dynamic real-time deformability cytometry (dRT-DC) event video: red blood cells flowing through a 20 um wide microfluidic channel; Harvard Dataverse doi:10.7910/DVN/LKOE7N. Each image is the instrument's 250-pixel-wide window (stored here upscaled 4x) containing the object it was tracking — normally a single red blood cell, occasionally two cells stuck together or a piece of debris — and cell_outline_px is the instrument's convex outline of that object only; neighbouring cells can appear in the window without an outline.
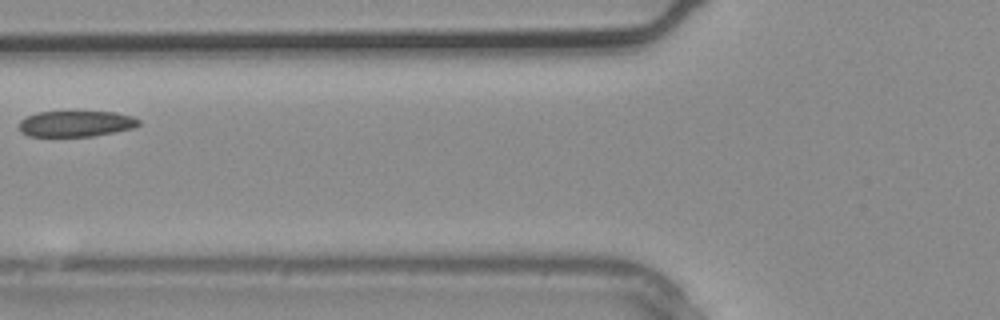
{"species": "common noctule bat (a hibernating species)", "species_latin": "Nyctalus noctula", "temperature_condition": "warm", "stored_images_in_passage": 3, "camera_frame_rate_fps": 3000, "um_per_image_px": 0.085, "animal": {"sex": "male", "body_mass_g": 20.4}, "frame": {"image": 1, "passage_image": 3, "time_ms": 0.667, "image_size_px": [1000, 320], "cell_outline_px": [[140, 124], [132, 128], [92, 136], [28, 136], [20, 132], [20, 120], [36, 112], [116, 112], [132, 116], [140, 120]], "centroid_in_image_um": [6.44, 10.51], "position_along_channel_um": 119.4, "area_um2": 17.92}}